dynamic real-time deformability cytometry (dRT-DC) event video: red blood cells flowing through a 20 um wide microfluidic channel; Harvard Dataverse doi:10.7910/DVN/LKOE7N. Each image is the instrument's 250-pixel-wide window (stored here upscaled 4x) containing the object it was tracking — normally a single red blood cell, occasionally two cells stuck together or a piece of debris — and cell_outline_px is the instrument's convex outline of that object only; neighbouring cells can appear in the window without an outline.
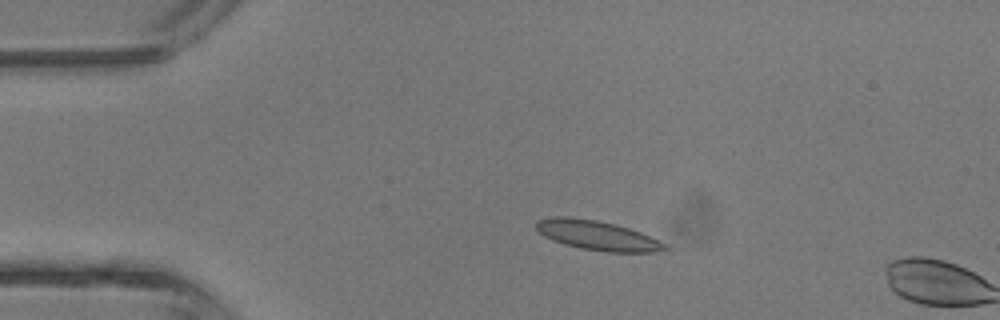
{"species": "common noctule bat (a hibernating species)", "species_latin": "Nyctalus noctula", "temperature_condition": "room temperature", "stored_images_in_passage": 3, "camera_frame_rate_fps": 3000, "um_per_image_px": 0.085, "animal": {"sex": "male", "body_mass_g": 13.3}, "frame": {"image": 1, "passage_image": 2, "time_ms": 1.333, "image_size_px": [1000, 320], "cell_outline_px": [[672, 248], [656, 252], [608, 252], [580, 248], [564, 244], [552, 240], [544, 236], [536, 228], [536, 220], [552, 216], [568, 216], [596, 220], [616, 224], [640, 232], [668, 244]], "centroid_in_image_um": [50.79, 20.01], "position_along_channel_um": 34.2, "area_um2": 22.31}}